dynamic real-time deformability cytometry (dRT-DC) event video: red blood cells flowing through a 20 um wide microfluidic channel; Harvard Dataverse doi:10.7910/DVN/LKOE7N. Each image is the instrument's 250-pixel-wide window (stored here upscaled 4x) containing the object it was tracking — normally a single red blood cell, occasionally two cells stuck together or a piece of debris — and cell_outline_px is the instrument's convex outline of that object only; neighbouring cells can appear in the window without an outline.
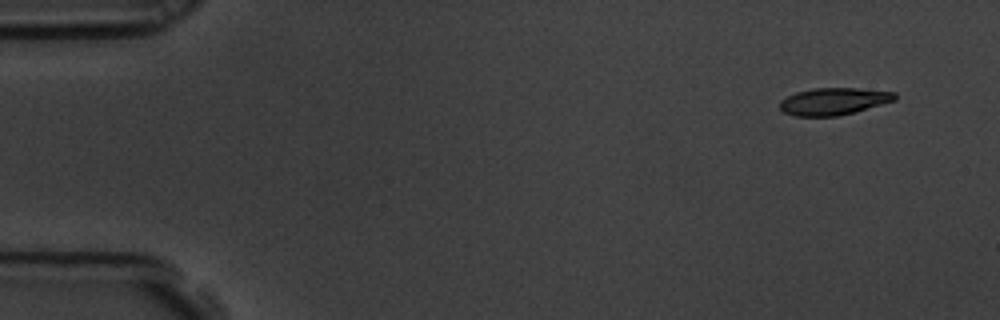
{"species": "common noctule bat (a hibernating species)", "species_latin": "Nyctalus noctula", "temperature_condition": "room temperature", "stored_images_in_passage": 10, "camera_frame_rate_fps": 3000, "um_per_image_px": 0.085, "animal": {"sex": "male", "body_mass_g": 19.5, "forearm_length_mm": 54.6}, "frame": {"image": 1, "passage_image": 1, "time_ms": 0.0, "image_size_px": [1000, 320], "cell_outline_px": [[896, 100], [852, 112], [836, 116], [796, 116], [784, 112], [780, 108], [780, 100], [796, 92], [812, 88], [856, 88], [896, 92]], "centroid_in_image_um": [70.84, 8.6], "position_along_channel_um": 14.2, "area_um2": 17.98}}
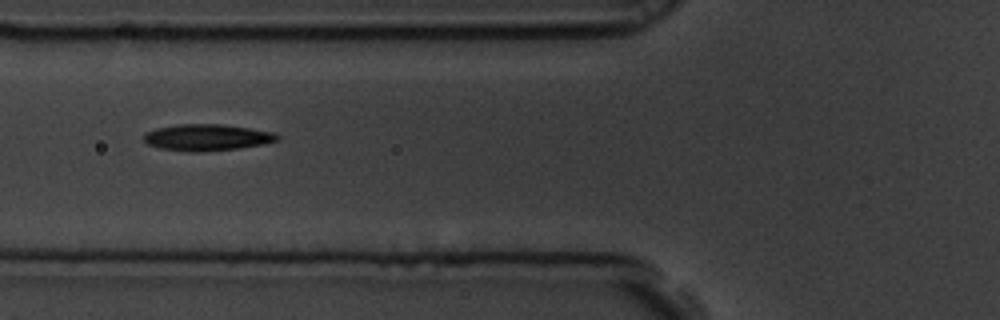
{"frame": {"image": 2, "passage_image": 6, "time_ms": 1.667, "image_size_px": [1000, 320], "cell_outline_px": [[280, 140], [264, 144], [240, 148], [196, 152], [188, 152], [160, 148], [148, 144], [144, 140], [144, 132], [156, 128], [180, 124], [220, 124], [276, 132], [280, 136]], "centroid_in_image_um": [17.62, 11.68], "position_along_channel_um": 108.2, "area_um2": 20.69}}
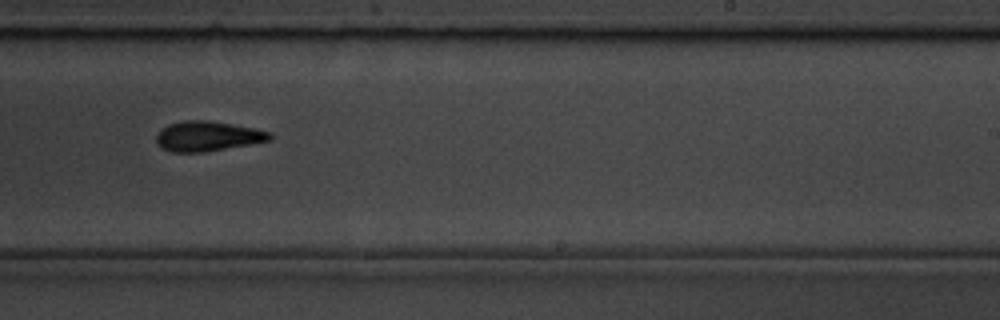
{"frame": {"image": 3, "passage_image": 10, "time_ms": 3.0, "image_size_px": [1000, 320], "cell_outline_px": [[272, 140], [252, 144], [204, 152], [172, 152], [160, 148], [156, 144], [156, 136], [160, 128], [168, 124], [184, 120], [208, 120], [232, 124], [272, 132]], "centroid_in_image_um": [17.62, 11.58], "position_along_channel_um": 271.4, "area_um2": 20.06}}